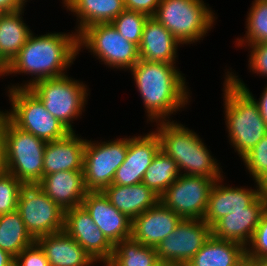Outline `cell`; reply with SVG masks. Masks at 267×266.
I'll use <instances>...</instances> for the list:
<instances>
[{
    "instance_id": "d6986e66",
    "label": "cell",
    "mask_w": 267,
    "mask_h": 266,
    "mask_svg": "<svg viewBox=\"0 0 267 266\" xmlns=\"http://www.w3.org/2000/svg\"><path fill=\"white\" fill-rule=\"evenodd\" d=\"M182 218L160 201L132 220L131 238L143 245L157 247L176 229Z\"/></svg>"
},
{
    "instance_id": "ee69618b",
    "label": "cell",
    "mask_w": 267,
    "mask_h": 266,
    "mask_svg": "<svg viewBox=\"0 0 267 266\" xmlns=\"http://www.w3.org/2000/svg\"><path fill=\"white\" fill-rule=\"evenodd\" d=\"M253 266H267V258L248 259Z\"/></svg>"
},
{
    "instance_id": "ba28073f",
    "label": "cell",
    "mask_w": 267,
    "mask_h": 266,
    "mask_svg": "<svg viewBox=\"0 0 267 266\" xmlns=\"http://www.w3.org/2000/svg\"><path fill=\"white\" fill-rule=\"evenodd\" d=\"M7 172L24 185L37 184L43 177L46 141L16 127L3 114Z\"/></svg>"
},
{
    "instance_id": "d6a6232c",
    "label": "cell",
    "mask_w": 267,
    "mask_h": 266,
    "mask_svg": "<svg viewBox=\"0 0 267 266\" xmlns=\"http://www.w3.org/2000/svg\"><path fill=\"white\" fill-rule=\"evenodd\" d=\"M241 159L254 183L267 189V134Z\"/></svg>"
},
{
    "instance_id": "8d00e7d4",
    "label": "cell",
    "mask_w": 267,
    "mask_h": 266,
    "mask_svg": "<svg viewBox=\"0 0 267 266\" xmlns=\"http://www.w3.org/2000/svg\"><path fill=\"white\" fill-rule=\"evenodd\" d=\"M14 266H50L44 251L35 242L23 249L16 257Z\"/></svg>"
},
{
    "instance_id": "2e32d148",
    "label": "cell",
    "mask_w": 267,
    "mask_h": 266,
    "mask_svg": "<svg viewBox=\"0 0 267 266\" xmlns=\"http://www.w3.org/2000/svg\"><path fill=\"white\" fill-rule=\"evenodd\" d=\"M160 150V139L155 131L129 136L127 155L116 170L113 185H134L142 182L144 173Z\"/></svg>"
},
{
    "instance_id": "f35d334b",
    "label": "cell",
    "mask_w": 267,
    "mask_h": 266,
    "mask_svg": "<svg viewBox=\"0 0 267 266\" xmlns=\"http://www.w3.org/2000/svg\"><path fill=\"white\" fill-rule=\"evenodd\" d=\"M161 0H124L125 9L153 16Z\"/></svg>"
},
{
    "instance_id": "f1b7e54d",
    "label": "cell",
    "mask_w": 267,
    "mask_h": 266,
    "mask_svg": "<svg viewBox=\"0 0 267 266\" xmlns=\"http://www.w3.org/2000/svg\"><path fill=\"white\" fill-rule=\"evenodd\" d=\"M158 261L155 247L128 238L114 245L110 260L103 266H153Z\"/></svg>"
},
{
    "instance_id": "603a6c76",
    "label": "cell",
    "mask_w": 267,
    "mask_h": 266,
    "mask_svg": "<svg viewBox=\"0 0 267 266\" xmlns=\"http://www.w3.org/2000/svg\"><path fill=\"white\" fill-rule=\"evenodd\" d=\"M36 243L44 251L50 266H94L90 255L64 230L41 236Z\"/></svg>"
},
{
    "instance_id": "c3c4849f",
    "label": "cell",
    "mask_w": 267,
    "mask_h": 266,
    "mask_svg": "<svg viewBox=\"0 0 267 266\" xmlns=\"http://www.w3.org/2000/svg\"><path fill=\"white\" fill-rule=\"evenodd\" d=\"M6 11L0 8V19L5 15Z\"/></svg>"
},
{
    "instance_id": "7dc6e473",
    "label": "cell",
    "mask_w": 267,
    "mask_h": 266,
    "mask_svg": "<svg viewBox=\"0 0 267 266\" xmlns=\"http://www.w3.org/2000/svg\"><path fill=\"white\" fill-rule=\"evenodd\" d=\"M238 266H253V265H252V263L248 259H245Z\"/></svg>"
},
{
    "instance_id": "1f68e13d",
    "label": "cell",
    "mask_w": 267,
    "mask_h": 266,
    "mask_svg": "<svg viewBox=\"0 0 267 266\" xmlns=\"http://www.w3.org/2000/svg\"><path fill=\"white\" fill-rule=\"evenodd\" d=\"M148 18L145 13L125 9L111 24L129 42L139 46L144 24Z\"/></svg>"
},
{
    "instance_id": "836d02e7",
    "label": "cell",
    "mask_w": 267,
    "mask_h": 266,
    "mask_svg": "<svg viewBox=\"0 0 267 266\" xmlns=\"http://www.w3.org/2000/svg\"><path fill=\"white\" fill-rule=\"evenodd\" d=\"M23 186L21 181L7 171L0 175V215L17 210L18 197Z\"/></svg>"
},
{
    "instance_id": "9c48e42d",
    "label": "cell",
    "mask_w": 267,
    "mask_h": 266,
    "mask_svg": "<svg viewBox=\"0 0 267 266\" xmlns=\"http://www.w3.org/2000/svg\"><path fill=\"white\" fill-rule=\"evenodd\" d=\"M82 48L110 69L129 71L140 60L138 46L124 38L111 23L85 28L78 35V53Z\"/></svg>"
},
{
    "instance_id": "4fadbf2b",
    "label": "cell",
    "mask_w": 267,
    "mask_h": 266,
    "mask_svg": "<svg viewBox=\"0 0 267 266\" xmlns=\"http://www.w3.org/2000/svg\"><path fill=\"white\" fill-rule=\"evenodd\" d=\"M211 235V227L202 219H182L156 247L158 259L175 266H185Z\"/></svg>"
},
{
    "instance_id": "f6af8a7d",
    "label": "cell",
    "mask_w": 267,
    "mask_h": 266,
    "mask_svg": "<svg viewBox=\"0 0 267 266\" xmlns=\"http://www.w3.org/2000/svg\"><path fill=\"white\" fill-rule=\"evenodd\" d=\"M6 171H7L6 160H0V175L4 174Z\"/></svg>"
},
{
    "instance_id": "83f0119b",
    "label": "cell",
    "mask_w": 267,
    "mask_h": 266,
    "mask_svg": "<svg viewBox=\"0 0 267 266\" xmlns=\"http://www.w3.org/2000/svg\"><path fill=\"white\" fill-rule=\"evenodd\" d=\"M35 242L17 210L0 215V249L15 258L23 249Z\"/></svg>"
},
{
    "instance_id": "e575fe53",
    "label": "cell",
    "mask_w": 267,
    "mask_h": 266,
    "mask_svg": "<svg viewBox=\"0 0 267 266\" xmlns=\"http://www.w3.org/2000/svg\"><path fill=\"white\" fill-rule=\"evenodd\" d=\"M245 250L246 259L267 258V207L263 211L260 222Z\"/></svg>"
},
{
    "instance_id": "44dd1931",
    "label": "cell",
    "mask_w": 267,
    "mask_h": 266,
    "mask_svg": "<svg viewBox=\"0 0 267 266\" xmlns=\"http://www.w3.org/2000/svg\"><path fill=\"white\" fill-rule=\"evenodd\" d=\"M36 185L64 211L80 206L88 192L83 171H59L45 175Z\"/></svg>"
},
{
    "instance_id": "cb8c5ba5",
    "label": "cell",
    "mask_w": 267,
    "mask_h": 266,
    "mask_svg": "<svg viewBox=\"0 0 267 266\" xmlns=\"http://www.w3.org/2000/svg\"><path fill=\"white\" fill-rule=\"evenodd\" d=\"M102 192L117 210L131 220L155 206L160 198L142 182L129 186L111 184Z\"/></svg>"
},
{
    "instance_id": "4dcf8cb0",
    "label": "cell",
    "mask_w": 267,
    "mask_h": 266,
    "mask_svg": "<svg viewBox=\"0 0 267 266\" xmlns=\"http://www.w3.org/2000/svg\"><path fill=\"white\" fill-rule=\"evenodd\" d=\"M251 5L245 19V37H238L234 41L238 48H247V44L267 42V0H254Z\"/></svg>"
},
{
    "instance_id": "8992f818",
    "label": "cell",
    "mask_w": 267,
    "mask_h": 266,
    "mask_svg": "<svg viewBox=\"0 0 267 266\" xmlns=\"http://www.w3.org/2000/svg\"><path fill=\"white\" fill-rule=\"evenodd\" d=\"M42 79L29 89L41 100L46 110L59 120L70 132H76L72 123L84 113L89 87L83 81L68 77ZM88 92V93H87Z\"/></svg>"
},
{
    "instance_id": "7bdbcfd3",
    "label": "cell",
    "mask_w": 267,
    "mask_h": 266,
    "mask_svg": "<svg viewBox=\"0 0 267 266\" xmlns=\"http://www.w3.org/2000/svg\"><path fill=\"white\" fill-rule=\"evenodd\" d=\"M8 72H9V63L4 59V57L0 53V78L8 76Z\"/></svg>"
},
{
    "instance_id": "74e56055",
    "label": "cell",
    "mask_w": 267,
    "mask_h": 266,
    "mask_svg": "<svg viewBox=\"0 0 267 266\" xmlns=\"http://www.w3.org/2000/svg\"><path fill=\"white\" fill-rule=\"evenodd\" d=\"M231 71H229V69L227 70V72H225V75L239 88L244 89L253 99L254 101L257 103L260 114L262 116V118L264 119V121L267 124V86L264 88L262 94L260 95V98L256 99L255 96H253L252 92H250L249 88L246 86L247 84H245L243 82V80L241 78L238 77V75L236 76V73L234 74V72H232V68H230ZM267 85V84H266Z\"/></svg>"
},
{
    "instance_id": "60d3db41",
    "label": "cell",
    "mask_w": 267,
    "mask_h": 266,
    "mask_svg": "<svg viewBox=\"0 0 267 266\" xmlns=\"http://www.w3.org/2000/svg\"><path fill=\"white\" fill-rule=\"evenodd\" d=\"M0 160H6V145L3 131V113H0Z\"/></svg>"
},
{
    "instance_id": "7c38bea8",
    "label": "cell",
    "mask_w": 267,
    "mask_h": 266,
    "mask_svg": "<svg viewBox=\"0 0 267 266\" xmlns=\"http://www.w3.org/2000/svg\"><path fill=\"white\" fill-rule=\"evenodd\" d=\"M215 179L180 174L159 201L182 219H203Z\"/></svg>"
},
{
    "instance_id": "277c9868",
    "label": "cell",
    "mask_w": 267,
    "mask_h": 266,
    "mask_svg": "<svg viewBox=\"0 0 267 266\" xmlns=\"http://www.w3.org/2000/svg\"><path fill=\"white\" fill-rule=\"evenodd\" d=\"M224 76L222 91L226 131L229 144L241 159L267 134V124L254 99Z\"/></svg>"
},
{
    "instance_id": "52a82bcc",
    "label": "cell",
    "mask_w": 267,
    "mask_h": 266,
    "mask_svg": "<svg viewBox=\"0 0 267 266\" xmlns=\"http://www.w3.org/2000/svg\"><path fill=\"white\" fill-rule=\"evenodd\" d=\"M11 108L2 113L19 129L46 141L65 138L70 131L44 107L29 88L6 89ZM4 111V112H3Z\"/></svg>"
},
{
    "instance_id": "7402d4cb",
    "label": "cell",
    "mask_w": 267,
    "mask_h": 266,
    "mask_svg": "<svg viewBox=\"0 0 267 266\" xmlns=\"http://www.w3.org/2000/svg\"><path fill=\"white\" fill-rule=\"evenodd\" d=\"M180 42L160 22L150 16L144 24L139 48V58L176 64Z\"/></svg>"
},
{
    "instance_id": "d4e9b609",
    "label": "cell",
    "mask_w": 267,
    "mask_h": 266,
    "mask_svg": "<svg viewBox=\"0 0 267 266\" xmlns=\"http://www.w3.org/2000/svg\"><path fill=\"white\" fill-rule=\"evenodd\" d=\"M66 10L76 16L75 32L99 23H111L125 10L124 0H62Z\"/></svg>"
},
{
    "instance_id": "ab89813d",
    "label": "cell",
    "mask_w": 267,
    "mask_h": 266,
    "mask_svg": "<svg viewBox=\"0 0 267 266\" xmlns=\"http://www.w3.org/2000/svg\"><path fill=\"white\" fill-rule=\"evenodd\" d=\"M27 3L24 0H0V8L6 12H15L25 8Z\"/></svg>"
},
{
    "instance_id": "4316f807",
    "label": "cell",
    "mask_w": 267,
    "mask_h": 266,
    "mask_svg": "<svg viewBox=\"0 0 267 266\" xmlns=\"http://www.w3.org/2000/svg\"><path fill=\"white\" fill-rule=\"evenodd\" d=\"M24 9L6 12L0 19V53L9 64L18 55L33 32L24 23Z\"/></svg>"
},
{
    "instance_id": "f546056e",
    "label": "cell",
    "mask_w": 267,
    "mask_h": 266,
    "mask_svg": "<svg viewBox=\"0 0 267 266\" xmlns=\"http://www.w3.org/2000/svg\"><path fill=\"white\" fill-rule=\"evenodd\" d=\"M179 175L175 161L160 149L144 173L142 183L161 196Z\"/></svg>"
},
{
    "instance_id": "3957f363",
    "label": "cell",
    "mask_w": 267,
    "mask_h": 266,
    "mask_svg": "<svg viewBox=\"0 0 267 266\" xmlns=\"http://www.w3.org/2000/svg\"><path fill=\"white\" fill-rule=\"evenodd\" d=\"M160 149L177 164L180 174L203 176L215 180L223 176L220 162L211 155L203 139L185 125L172 121L156 123Z\"/></svg>"
},
{
    "instance_id": "ac0fdd59",
    "label": "cell",
    "mask_w": 267,
    "mask_h": 266,
    "mask_svg": "<svg viewBox=\"0 0 267 266\" xmlns=\"http://www.w3.org/2000/svg\"><path fill=\"white\" fill-rule=\"evenodd\" d=\"M81 205L113 245L131 238L132 220L117 210L103 192H87Z\"/></svg>"
},
{
    "instance_id": "484cf974",
    "label": "cell",
    "mask_w": 267,
    "mask_h": 266,
    "mask_svg": "<svg viewBox=\"0 0 267 266\" xmlns=\"http://www.w3.org/2000/svg\"><path fill=\"white\" fill-rule=\"evenodd\" d=\"M246 259L245 247L212 235L185 266H238Z\"/></svg>"
},
{
    "instance_id": "bcb514c9",
    "label": "cell",
    "mask_w": 267,
    "mask_h": 266,
    "mask_svg": "<svg viewBox=\"0 0 267 266\" xmlns=\"http://www.w3.org/2000/svg\"><path fill=\"white\" fill-rule=\"evenodd\" d=\"M153 266H175L173 264H170V263H166L164 261H158L157 263H155Z\"/></svg>"
},
{
    "instance_id": "7a4b0ae2",
    "label": "cell",
    "mask_w": 267,
    "mask_h": 266,
    "mask_svg": "<svg viewBox=\"0 0 267 266\" xmlns=\"http://www.w3.org/2000/svg\"><path fill=\"white\" fill-rule=\"evenodd\" d=\"M77 55L78 35L74 30L71 33L48 32L39 36L32 32L9 64L8 72V76L24 74L32 78L21 85L17 83L6 88H29L39 80L64 76Z\"/></svg>"
},
{
    "instance_id": "30bf717a",
    "label": "cell",
    "mask_w": 267,
    "mask_h": 266,
    "mask_svg": "<svg viewBox=\"0 0 267 266\" xmlns=\"http://www.w3.org/2000/svg\"><path fill=\"white\" fill-rule=\"evenodd\" d=\"M129 137L96 142L86 141L83 177L88 192H102L112 184L116 170L124 162Z\"/></svg>"
},
{
    "instance_id": "d590c367",
    "label": "cell",
    "mask_w": 267,
    "mask_h": 266,
    "mask_svg": "<svg viewBox=\"0 0 267 266\" xmlns=\"http://www.w3.org/2000/svg\"><path fill=\"white\" fill-rule=\"evenodd\" d=\"M250 50L248 68L252 74L267 78V42L246 45Z\"/></svg>"
},
{
    "instance_id": "5b68a950",
    "label": "cell",
    "mask_w": 267,
    "mask_h": 266,
    "mask_svg": "<svg viewBox=\"0 0 267 266\" xmlns=\"http://www.w3.org/2000/svg\"><path fill=\"white\" fill-rule=\"evenodd\" d=\"M204 0H161L152 16L182 45L200 42L217 16ZM203 38V39H202Z\"/></svg>"
},
{
    "instance_id": "e0dca14e",
    "label": "cell",
    "mask_w": 267,
    "mask_h": 266,
    "mask_svg": "<svg viewBox=\"0 0 267 266\" xmlns=\"http://www.w3.org/2000/svg\"><path fill=\"white\" fill-rule=\"evenodd\" d=\"M224 177L215 181L209 195L203 221L212 227L219 219L231 214L234 209L248 207L265 188L259 184L252 187L223 185ZM227 185V186H226ZM256 185V186H255Z\"/></svg>"
},
{
    "instance_id": "6da1fadb",
    "label": "cell",
    "mask_w": 267,
    "mask_h": 266,
    "mask_svg": "<svg viewBox=\"0 0 267 266\" xmlns=\"http://www.w3.org/2000/svg\"><path fill=\"white\" fill-rule=\"evenodd\" d=\"M177 68L176 64L140 59L129 70L143 100L147 123L171 121V115L191 102L185 74Z\"/></svg>"
},
{
    "instance_id": "9a60e30c",
    "label": "cell",
    "mask_w": 267,
    "mask_h": 266,
    "mask_svg": "<svg viewBox=\"0 0 267 266\" xmlns=\"http://www.w3.org/2000/svg\"><path fill=\"white\" fill-rule=\"evenodd\" d=\"M267 207L265 189L248 207L234 209L219 219L212 227V236L222 240L235 241L246 247L257 228L261 215Z\"/></svg>"
},
{
    "instance_id": "ffe728a7",
    "label": "cell",
    "mask_w": 267,
    "mask_h": 266,
    "mask_svg": "<svg viewBox=\"0 0 267 266\" xmlns=\"http://www.w3.org/2000/svg\"><path fill=\"white\" fill-rule=\"evenodd\" d=\"M87 139L70 132L65 138L46 143L43 155V176L59 171H83Z\"/></svg>"
},
{
    "instance_id": "b9f144b4",
    "label": "cell",
    "mask_w": 267,
    "mask_h": 266,
    "mask_svg": "<svg viewBox=\"0 0 267 266\" xmlns=\"http://www.w3.org/2000/svg\"><path fill=\"white\" fill-rule=\"evenodd\" d=\"M15 258L8 252L0 249V266H14Z\"/></svg>"
},
{
    "instance_id": "8fae6325",
    "label": "cell",
    "mask_w": 267,
    "mask_h": 266,
    "mask_svg": "<svg viewBox=\"0 0 267 266\" xmlns=\"http://www.w3.org/2000/svg\"><path fill=\"white\" fill-rule=\"evenodd\" d=\"M17 211L35 240L64 230V210L36 184L21 188Z\"/></svg>"
},
{
    "instance_id": "5bb4252c",
    "label": "cell",
    "mask_w": 267,
    "mask_h": 266,
    "mask_svg": "<svg viewBox=\"0 0 267 266\" xmlns=\"http://www.w3.org/2000/svg\"><path fill=\"white\" fill-rule=\"evenodd\" d=\"M64 231L90 255L96 264L101 262L105 265L110 260L114 245L82 205L64 211Z\"/></svg>"
}]
</instances>
